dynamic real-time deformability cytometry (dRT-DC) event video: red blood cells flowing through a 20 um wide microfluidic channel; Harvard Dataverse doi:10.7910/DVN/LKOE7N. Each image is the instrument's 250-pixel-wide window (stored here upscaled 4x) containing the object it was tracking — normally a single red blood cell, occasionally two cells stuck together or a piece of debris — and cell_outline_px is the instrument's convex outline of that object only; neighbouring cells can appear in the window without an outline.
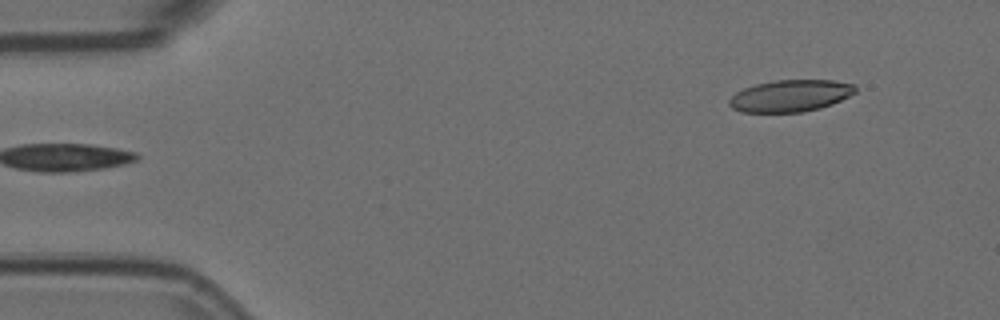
{"species": "Egyptian fruit bat (a non-hibernating species)", "species_latin": "Rousettus aegyptiacus", "temperature_condition": "room temperature", "stored_images_in_passage": 4, "segment_of_instrument_passage": [2, 2], "camera_frame_rate_fps": 3000, "um_per_image_px": 0.085, "animal": {"sex": "female"}, "frame": {"image": 1, "passage_image": 4, "time_ms": 1.0, "image_size_px": [1000, 320], "cell_outline_px": [[856, 92], [832, 104], [820, 108], [804, 112], [740, 112], [732, 108], [728, 104], [728, 100], [736, 92], [744, 88], [756, 84], [776, 80], [832, 80], [856, 84]], "centroid_in_image_um": [67.18, 8.14], "position_along_channel_um": 17.8, "area_um2": 23.47}}